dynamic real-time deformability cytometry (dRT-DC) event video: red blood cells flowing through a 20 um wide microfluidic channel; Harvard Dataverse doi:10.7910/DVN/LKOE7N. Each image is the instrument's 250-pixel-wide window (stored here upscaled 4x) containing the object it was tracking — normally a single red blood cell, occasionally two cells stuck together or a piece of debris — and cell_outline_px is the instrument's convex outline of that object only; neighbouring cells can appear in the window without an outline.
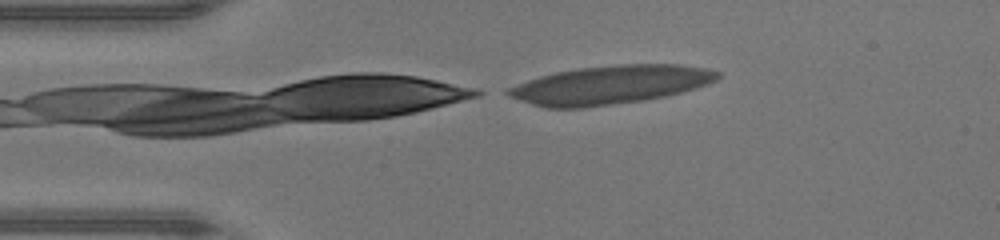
{"species": "human", "species_latin": "Homo sapiens", "temperature_condition": "warm", "stored_images_in_passage": 39, "camera_frame_rate_fps": 3000, "um_per_image_px": 0.085, "donor": {"sex": "male"}, "frame": {"image": 1, "passage_image": 1, "time_ms": 0.0, "image_size_px": [1000, 240], "cell_outline_px": [[720, 76], [716, 80], [708, 84], [680, 92], [664, 96], [644, 100], [584, 108], [544, 108], [508, 96], [500, 92], [516, 84], [540, 76], [556, 72], [580, 68], [620, 64], [680, 64], [704, 68], [720, 72]], "centroid_in_image_um": [51.82, 7.21], "position_along_channel_um": 33.2, "area_um2": 46.99}}
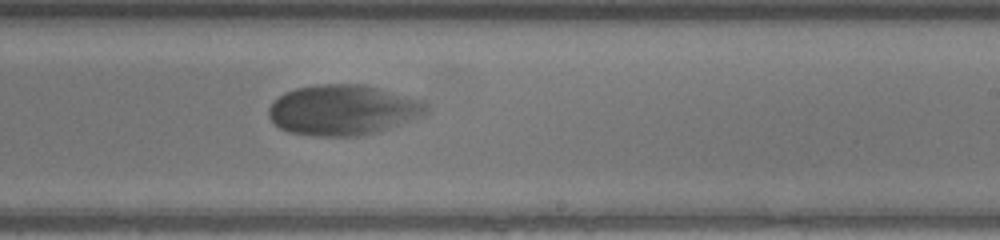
{"frame": {"image": 2, "passage_image": 20, "time_ms": 6.333, "image_size_px": [1000, 240], "cell_outline_px": [[428, 112], [424, 116], [376, 132], [360, 136], [312, 136], [288, 132], [280, 128], [268, 116], [268, 108], [272, 100], [284, 92], [296, 88], [316, 84], [364, 84], [420, 100], [428, 104]], "centroid_in_image_um": [29.12, 9.35], "position_along_channel_um": 259.9, "area_um2": 46.47}}
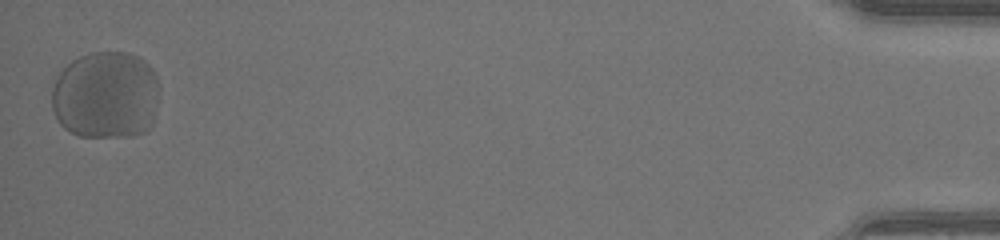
{"frame": {"image": 3, "passage_image": 39, "time_ms": 12.667, "image_size_px": [1000, 240], "cell_outline_px": [[160, 92], [152, 124], [144, 132], [132, 136], [80, 136], [64, 128], [60, 124], [52, 108], [52, 88], [56, 76], [72, 60], [88, 52], [128, 52], [144, 60], [152, 68], [160, 84]], "centroid_in_image_um": [9.02, 8.07], "position_along_channel_um": 426.2, "area_um2": 55.66}, "authors_computed_cell_mechanics": {"area_um2": 47.5116, "velocity_mm_per_s": 4.2307, "shape_relaxation_time_tau1_ms": 2.6273, "shape_relaxation_time_tau2_ms": null, "deformation_change_tau1": 0.1834, "deformation_change_tau2": null}}